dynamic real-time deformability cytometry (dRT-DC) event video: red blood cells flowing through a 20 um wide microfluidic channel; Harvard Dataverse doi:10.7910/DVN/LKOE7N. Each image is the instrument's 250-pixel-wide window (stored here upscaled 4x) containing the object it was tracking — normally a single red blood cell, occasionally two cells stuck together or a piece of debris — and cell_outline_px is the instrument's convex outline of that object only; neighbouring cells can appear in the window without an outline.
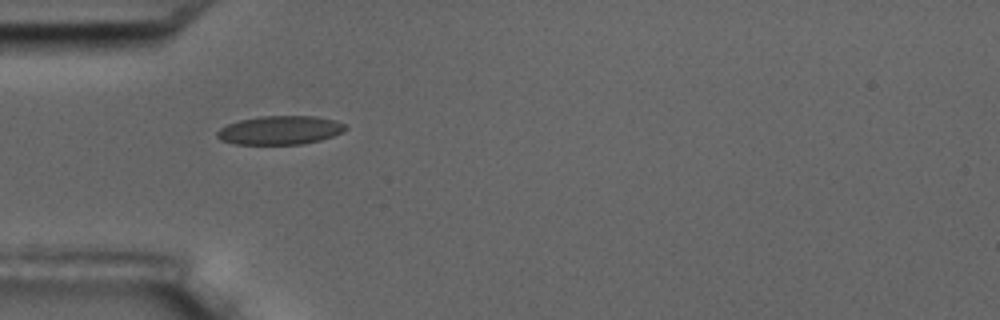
{"species": "common noctule bat (a hibernating species)", "species_latin": "Nyctalus noctula", "temperature_condition": "room temperature", "stored_images_in_passage": 39, "camera_frame_rate_fps": 3000, "um_per_image_px": 0.085, "animal": {"sex": "male", "body_mass_g": 17.5, "forearm_length_mm": 52.3}, "frame": {"image": 1, "passage_image": 1, "time_ms": 0.0, "image_size_px": [1000, 320], "cell_outline_px": [[348, 128], [344, 132], [320, 140], [300, 144], [236, 144], [220, 140], [216, 136], [216, 132], [220, 128], [228, 124], [240, 120], [260, 116], [316, 116], [336, 120], [344, 124]], "centroid_in_image_um": [23.81, 11.06], "position_along_channel_um": 61.2, "area_um2": 21.5}}
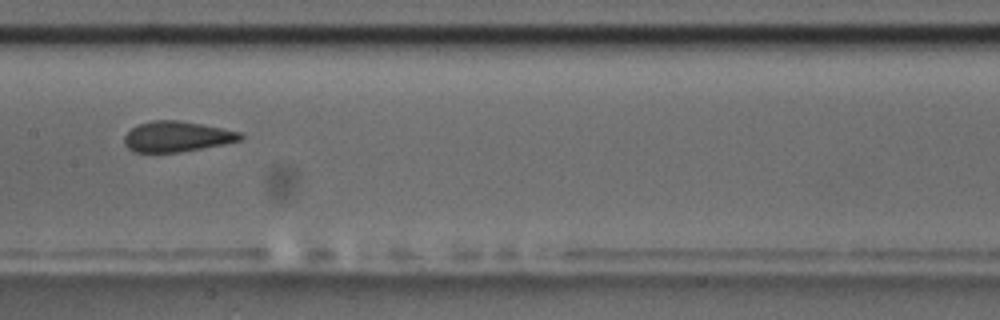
{"frame": {"image": 2, "passage_image": 12, "time_ms": 3.667, "image_size_px": [1000, 320], "cell_outline_px": [[244, 136], [240, 140], [224, 144], [180, 152], [132, 152], [124, 144], [124, 136], [136, 124], [152, 120], [180, 120], [240, 132]], "centroid_in_image_um": [14.99, 11.61], "position_along_channel_um": 192.4, "area_um2": 20.58}}
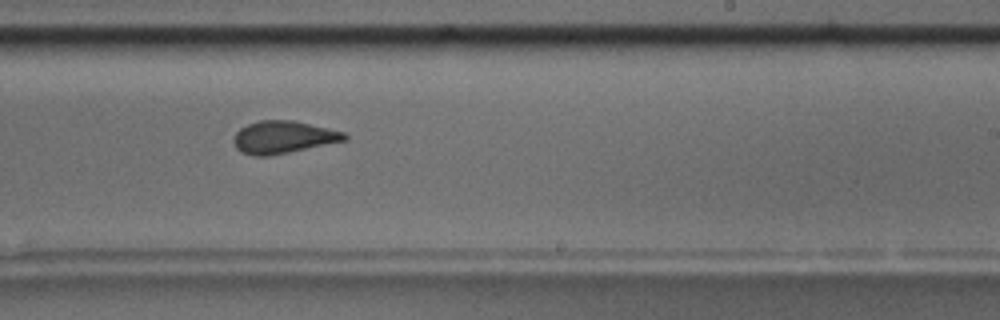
{"frame": {"image": 3, "passage_image": 18, "time_ms": 5.667, "image_size_px": [1000, 320], "cell_outline_px": [[348, 140], [268, 156], [252, 156], [240, 152], [236, 148], [232, 140], [236, 132], [240, 128], [248, 124], [260, 120], [292, 120], [348, 132]], "centroid_in_image_um": [24.09, 11.66], "position_along_channel_um": 264.9, "area_um2": 21.15}, "authors_computed_cell_mechanics": {"area_um2": 21.3282, "velocity_mm_per_s": 3.638, "shape_relaxation_time_tau1_ms": null, "shape_relaxation_time_tau2_ms": 1.4682, "deformation_change_tau1": null, "deformation_change_tau2": 0.0512}}